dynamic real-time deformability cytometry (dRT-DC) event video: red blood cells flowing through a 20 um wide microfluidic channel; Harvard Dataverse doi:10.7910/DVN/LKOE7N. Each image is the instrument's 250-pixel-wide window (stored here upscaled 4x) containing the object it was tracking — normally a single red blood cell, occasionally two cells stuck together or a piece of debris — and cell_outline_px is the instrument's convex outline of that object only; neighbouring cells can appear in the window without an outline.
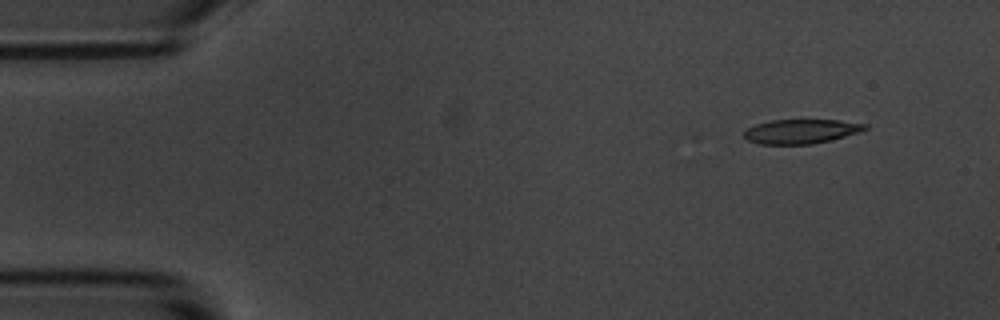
{"species": "common noctule bat (a hibernating species)", "species_latin": "Nyctalus noctula", "temperature_condition": "room temperature", "stored_images_in_passage": 11, "camera_frame_rate_fps": 3000, "um_per_image_px": 0.085, "animal": {"sex": "male", "body_mass_g": 20.1, "forearm_length_mm": 53.5}, "frame": {"image": 1, "passage_image": 1, "time_ms": 0.0, "image_size_px": [1000, 320], "cell_outline_px": [[868, 128], [860, 132], [832, 140], [812, 144], [760, 144], [748, 140], [744, 136], [744, 132], [748, 128], [756, 124], [772, 120], [840, 120], [868, 124]], "centroid_in_image_um": [68.13, 11.17], "position_along_channel_um": 16.9, "area_um2": 17.17}}
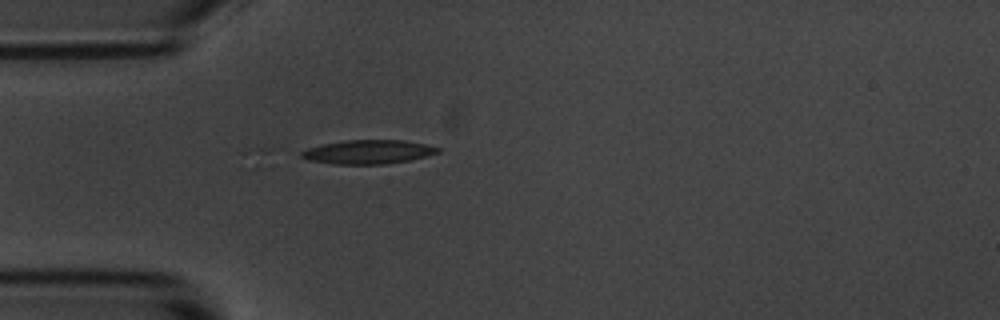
{"frame": {"image": 2, "passage_image": 11, "time_ms": 3.333, "image_size_px": [1000, 320], "cell_outline_px": [[440, 152], [408, 160], [384, 164], [332, 164], [308, 160], [300, 156], [300, 152], [308, 148], [320, 144], [348, 140], [404, 140], [424, 144], [440, 148]], "centroid_in_image_um": [31.24, 12.91], "position_along_channel_um": 53.8, "area_um2": 18.9}}